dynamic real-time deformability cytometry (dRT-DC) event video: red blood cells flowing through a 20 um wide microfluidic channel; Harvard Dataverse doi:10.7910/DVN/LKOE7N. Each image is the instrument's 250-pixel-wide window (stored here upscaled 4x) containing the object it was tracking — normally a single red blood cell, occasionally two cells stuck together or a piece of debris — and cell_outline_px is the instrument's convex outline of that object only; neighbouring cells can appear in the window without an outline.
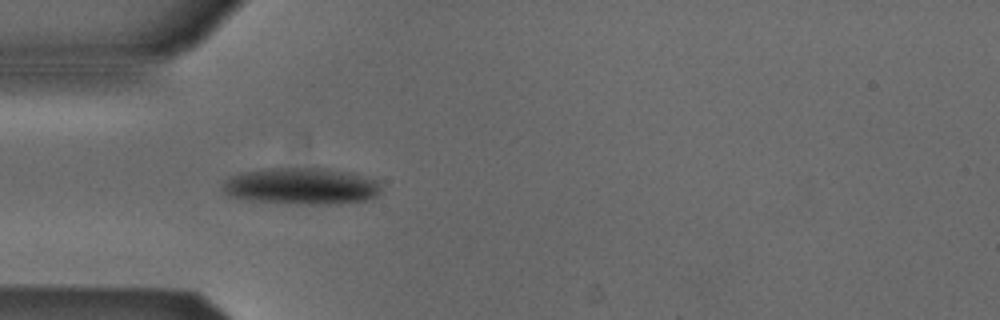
{"species": "Egyptian fruit bat (a non-hibernating species)", "species_latin": "Rousettus aegyptiacus", "temperature_condition": "cold", "stored_images_in_passage": 8, "camera_frame_rate_fps": 3000, "um_per_image_px": 0.085, "animal": {"sex": "male"}, "frame": {"image": 1, "passage_image": 1, "time_ms": 0.0, "image_size_px": [1000, 320], "cell_outline_px": [[380, 192], [376, 196], [368, 200], [336, 204], [296, 204], [248, 200], [228, 196], [220, 188], [224, 180], [228, 176], [240, 172], [268, 168], [324, 168], [352, 172], [376, 180], [380, 188]], "centroid_in_image_um": [25.57, 15.82], "position_along_channel_um": 59.4, "area_um2": 34.33}}
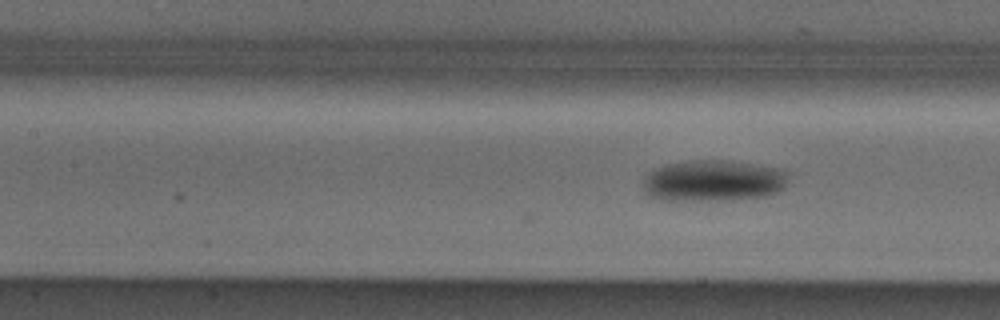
{"frame": {"image": 2, "passage_image": 8, "time_ms": 2.333, "image_size_px": [1000, 320], "cell_outline_px": [[784, 188], [776, 192], [764, 196], [720, 200], [664, 200], [648, 196], [644, 192], [644, 176], [652, 168], [664, 164], [688, 160], [724, 160], [772, 168], [784, 172]], "centroid_in_image_um": [60.47, 15.36], "position_along_channel_um": 146.9, "area_um2": 34.51}}